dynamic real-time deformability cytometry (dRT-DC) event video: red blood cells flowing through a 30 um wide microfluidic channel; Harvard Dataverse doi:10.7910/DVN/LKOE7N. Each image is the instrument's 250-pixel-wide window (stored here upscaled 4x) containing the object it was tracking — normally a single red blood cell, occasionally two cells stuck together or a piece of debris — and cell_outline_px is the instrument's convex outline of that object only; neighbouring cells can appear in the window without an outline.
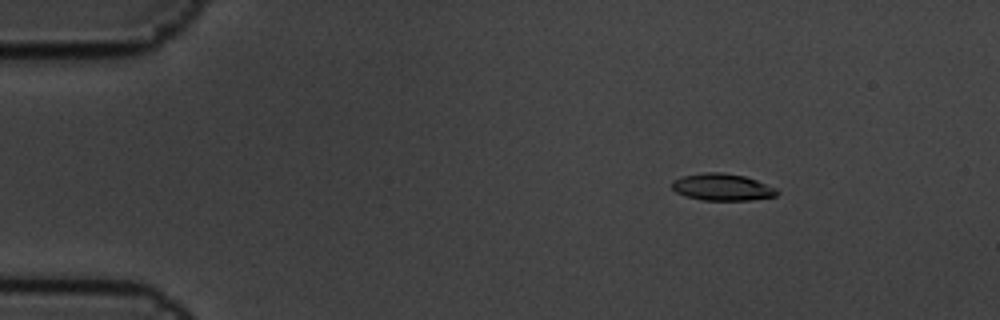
{"species": "common noctule bat (a hibernating species)", "species_latin": "Nyctalus noctula", "temperature_condition": "cold", "stored_images_in_passage": 6, "camera_frame_rate_fps": 3000, "um_per_image_px": 0.085, "animal": {"sex": "male", "body_mass_g": 19.5, "forearm_length_mm": 54.6}, "frame": {"image": 1, "passage_image": 1, "time_ms": 0.0, "image_size_px": [1000, 320], "cell_outline_px": [[780, 192], [776, 196], [752, 200], [704, 200], [688, 196], [676, 192], [672, 188], [672, 180], [684, 176], [704, 172], [720, 172], [744, 176], [756, 180], [776, 188]], "centroid_in_image_um": [61.41, 15.9], "position_along_channel_um": 23.6, "area_um2": 16.36}}
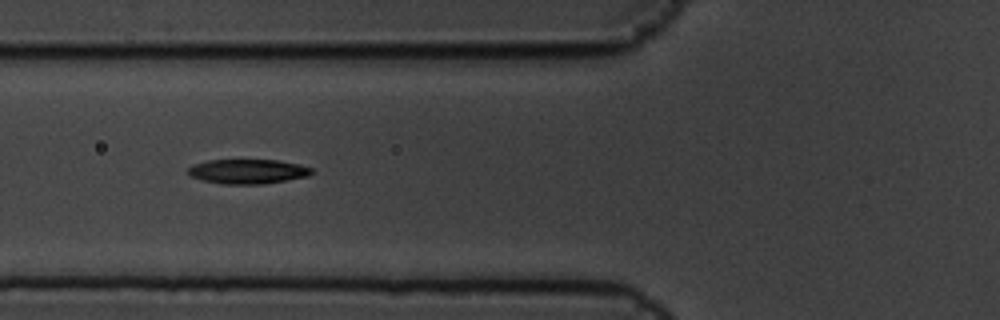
{"frame": {"image": 2, "passage_image": 5, "time_ms": 1.333, "image_size_px": [1000, 320], "cell_outline_px": [[312, 172], [308, 176], [264, 184], [224, 184], [204, 180], [188, 176], [188, 168], [192, 164], [208, 160], [276, 160], [300, 164], [312, 168]], "centroid_in_image_um": [21.04, 14.57], "position_along_channel_um": 104.8, "area_um2": 17.69}}
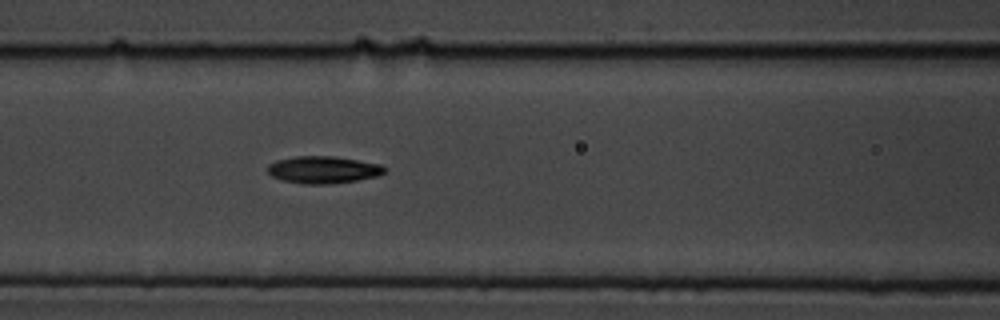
{"frame": {"image": 3, "passage_image": 6, "time_ms": 1.667, "image_size_px": [1000, 320], "cell_outline_px": [[388, 172], [376, 176], [356, 180], [332, 184], [304, 184], [284, 180], [272, 176], [268, 172], [268, 164], [276, 160], [296, 156], [332, 156], [380, 164], [388, 168]], "centroid_in_image_um": [27.49, 14.43], "position_along_channel_um": 139.1, "area_um2": 18.5}}